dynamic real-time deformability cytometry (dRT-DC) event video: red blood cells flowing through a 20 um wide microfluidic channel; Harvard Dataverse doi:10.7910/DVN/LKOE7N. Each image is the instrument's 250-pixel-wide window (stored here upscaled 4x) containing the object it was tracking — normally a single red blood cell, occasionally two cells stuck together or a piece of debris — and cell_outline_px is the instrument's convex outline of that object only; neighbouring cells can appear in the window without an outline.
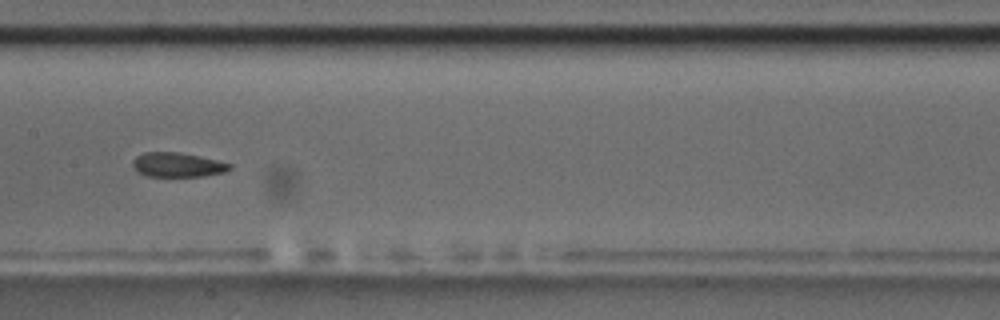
{"species": "common noctule bat (a hibernating species)", "species_latin": "Nyctalus noctula", "temperature_condition": "room temperature", "stored_images_in_passage": 39, "camera_frame_rate_fps": 3000, "um_per_image_px": 0.085, "animal": {"sex": "male", "body_mass_g": 17.5, "forearm_length_mm": 52.3}, "frame": {"image": 1, "passage_image": 12, "time_ms": 3.667, "image_size_px": [1000, 320], "cell_outline_px": [[232, 168], [224, 172], [204, 176], [148, 176], [136, 172], [132, 164], [132, 160], [136, 156], [144, 152], [180, 152], [216, 160], [232, 164]], "centroid_in_image_um": [15.06, 14.01], "position_along_channel_um": 192.3, "area_um2": 13.81}, "authors_computed_cell_mechanics": {"area_um2": 14.3922, "velocity_mm_per_s": 3.6633, "shape_relaxation_time_tau1_ms": 2.1505, "shape_relaxation_time_tau2_ms": 1.341, "deformation_change_tau1": 0.1148, "deformation_change_tau2": 0.0755}}